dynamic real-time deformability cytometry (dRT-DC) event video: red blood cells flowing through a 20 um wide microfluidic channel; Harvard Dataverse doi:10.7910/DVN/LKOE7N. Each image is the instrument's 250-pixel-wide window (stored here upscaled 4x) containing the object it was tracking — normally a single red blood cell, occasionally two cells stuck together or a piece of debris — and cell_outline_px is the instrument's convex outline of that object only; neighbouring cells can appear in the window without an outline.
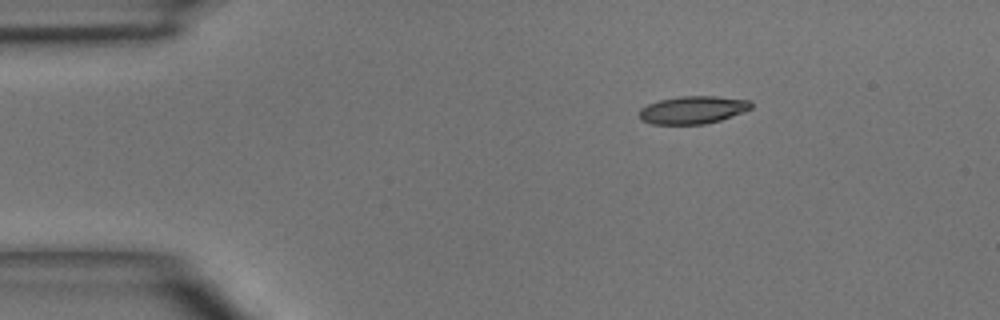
{"species": "common noctule bat (a hibernating species)", "species_latin": "Nyctalus noctula", "temperature_condition": "room temperature", "stored_images_in_passage": 5, "segment_of_instrument_passage": [2, 2], "camera_frame_rate_fps": 3000, "um_per_image_px": 0.085, "animal": {"sex": "male", "body_mass_g": 15.6}, "frame": {"image": 1, "passage_image": 5, "time_ms": 5.333, "image_size_px": [1000, 320], "cell_outline_px": [[752, 108], [720, 120], [704, 124], [652, 124], [640, 120], [640, 108], [648, 104], [660, 100], [680, 96], [716, 96], [748, 100], [752, 104]], "centroid_in_image_um": [58.86, 9.34], "position_along_channel_um": 26.1, "area_um2": 17.92}}